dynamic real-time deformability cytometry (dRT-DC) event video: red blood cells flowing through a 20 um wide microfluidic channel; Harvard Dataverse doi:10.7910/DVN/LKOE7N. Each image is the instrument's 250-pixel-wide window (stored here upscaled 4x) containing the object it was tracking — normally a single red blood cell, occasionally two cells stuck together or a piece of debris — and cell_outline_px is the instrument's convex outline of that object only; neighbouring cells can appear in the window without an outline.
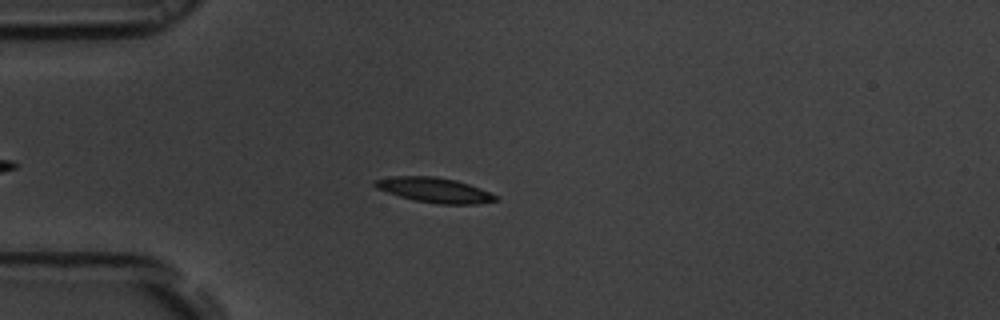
{"species": "common noctule bat (a hibernating species)", "species_latin": "Nyctalus noctula", "temperature_condition": "room temperature", "stored_images_in_passage": 47, "camera_frame_rate_fps": 3000, "um_per_image_px": 0.085, "animal": {"sex": "male", "body_mass_g": 19.5, "forearm_length_mm": 54.6}, "frame": {"image": 1, "passage_image": 10, "time_ms": 3.0, "image_size_px": [1000, 320], "cell_outline_px": [[500, 200], [476, 204], [440, 204], [416, 200], [400, 196], [376, 188], [372, 184], [376, 180], [392, 176], [436, 176], [456, 180], [480, 188], [500, 196]], "centroid_in_image_um": [36.99, 16.15], "position_along_channel_um": 48.0, "area_um2": 17.51}}
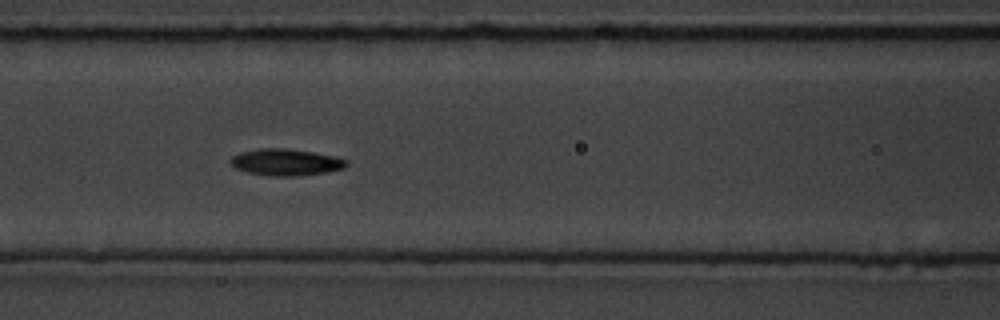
{"frame": {"image": 2, "passage_image": 19, "time_ms": 6.0, "image_size_px": [1000, 320], "cell_outline_px": [[348, 164], [344, 168], [328, 172], [296, 176], [272, 176], [248, 172], [236, 168], [228, 160], [232, 156], [240, 152], [260, 148], [288, 148], [336, 156], [348, 160]], "centroid_in_image_um": [24.32, 13.78], "position_along_channel_um": 142.3, "area_um2": 18.09}}
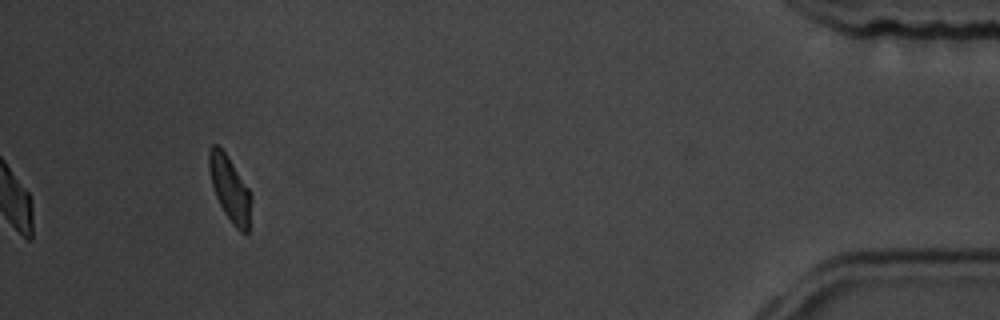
{"frame": {"image": 3, "passage_image": 47, "time_ms": 15.333, "image_size_px": [1000, 320], "cell_outline_px": [[252, 200], [248, 232], [240, 232], [232, 224], [224, 212], [216, 196], [212, 184], [208, 168], [208, 152], [212, 144], [216, 144], [224, 152], [248, 188], [252, 196]], "centroid_in_image_um": [19.54, 16.07], "position_along_channel_um": 415.7, "area_um2": 15.78}, "authors_computed_cell_mechanics": {"area_um2": 17.34, "velocity_mm_per_s": 3.6565, "shape_relaxation_time_tau1_ms": 3.4432, "shape_relaxation_time_tau2_ms": 6.0577, "deformation_change_tau1": 0.1178, "deformation_change_tau2": 0.1182}}